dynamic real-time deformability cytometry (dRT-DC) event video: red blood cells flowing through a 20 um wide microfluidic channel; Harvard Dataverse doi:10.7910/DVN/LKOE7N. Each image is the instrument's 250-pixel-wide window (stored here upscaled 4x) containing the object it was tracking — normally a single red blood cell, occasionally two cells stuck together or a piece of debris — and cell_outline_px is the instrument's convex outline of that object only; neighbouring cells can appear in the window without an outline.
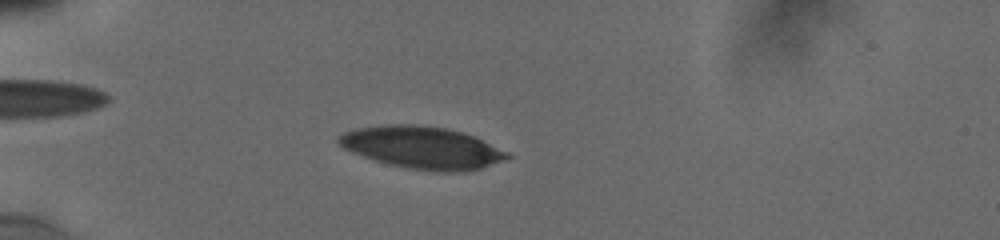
{"species": "human", "species_latin": "Homo sapiens", "temperature_condition": "cold", "stored_images_in_passage": 46, "camera_frame_rate_fps": 3000, "um_per_image_px": 0.085, "donor": {"sex": "male"}, "frame": {"image": 1, "passage_image": 15, "time_ms": 5.333, "image_size_px": [1000, 240], "cell_outline_px": [[512, 156], [504, 160], [480, 168], [464, 172], [432, 172], [408, 168], [376, 160], [352, 152], [344, 148], [336, 140], [336, 136], [344, 132], [356, 128], [388, 124], [416, 124], [444, 128], [464, 132], [508, 152]], "centroid_in_image_um": [35.88, 12.54], "position_along_channel_um": 49.1, "area_um2": 41.33}}
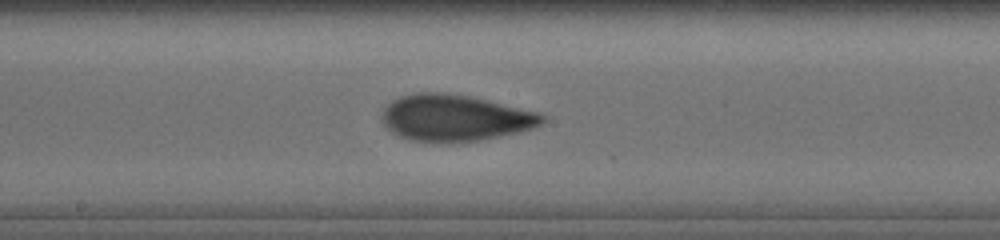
{"frame": {"image": 2, "passage_image": 28, "time_ms": 10.333, "image_size_px": [1000, 240], "cell_outline_px": [[544, 120], [540, 124], [532, 128], [516, 132], [476, 140], [412, 140], [400, 136], [388, 128], [384, 124], [384, 108], [392, 100], [400, 96], [420, 92], [444, 92], [468, 96], [536, 112], [544, 116]], "centroid_in_image_um": [38.64, 9.98], "position_along_channel_um": 209.6, "area_um2": 41.73}}
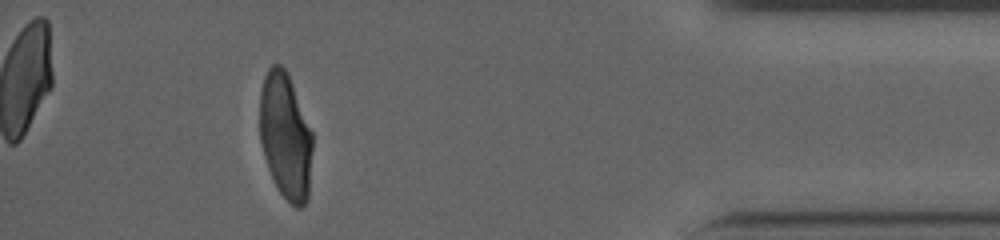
{"frame": {"image": 3, "passage_image": 43, "time_ms": 16.667, "image_size_px": [1000, 240], "cell_outline_px": [[312, 152], [308, 200], [300, 208], [296, 208], [280, 192], [268, 168], [264, 156], [260, 140], [260, 92], [264, 76], [268, 68], [272, 64], [280, 64], [288, 72], [312, 132]], "centroid_in_image_um": [24.27, 11.54], "position_along_channel_um": 410.9, "area_um2": 38.84}, "authors_computed_cell_mechanics": {"area_um2": 40.7201, "velocity_mm_per_s": 3.8303, "shape_relaxation_time_tau1_ms": 5.0354, "shape_relaxation_time_tau2_ms": 1.1651, "deformation_change_tau1": 0.174, "deformation_change_tau2": 0.0745}}